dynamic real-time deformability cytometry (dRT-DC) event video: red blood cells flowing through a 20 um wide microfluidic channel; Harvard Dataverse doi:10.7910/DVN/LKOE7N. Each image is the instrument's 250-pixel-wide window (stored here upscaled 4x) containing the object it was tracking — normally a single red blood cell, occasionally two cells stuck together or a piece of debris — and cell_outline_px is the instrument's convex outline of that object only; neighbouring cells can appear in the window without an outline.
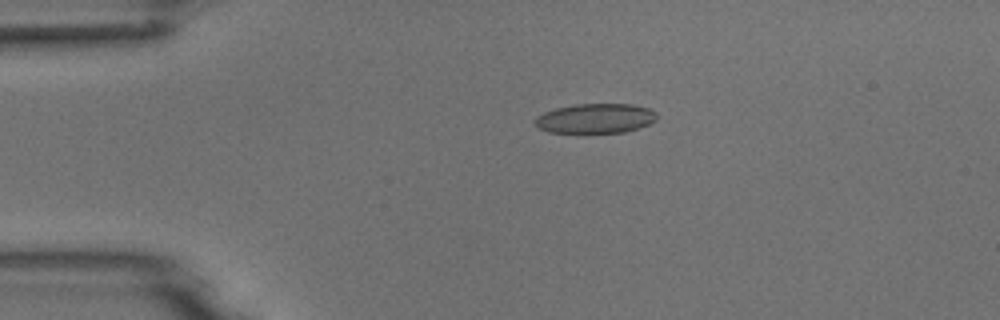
{"species": "common noctule bat (a hibernating species)", "species_latin": "Nyctalus noctula", "temperature_condition": "room temperature", "stored_images_in_passage": 2, "camera_frame_rate_fps": 3000, "um_per_image_px": 0.085, "animal": {"sex": "male", "body_mass_g": 18.8}, "frame": {"image": 1, "passage_image": 1, "time_ms": 0.0, "image_size_px": [1000, 320], "cell_outline_px": [[656, 120], [640, 128], [624, 132], [548, 132], [536, 128], [532, 124], [536, 116], [544, 112], [556, 108], [576, 104], [632, 104], [648, 108], [656, 112]], "centroid_in_image_um": [50.57, 10.06], "position_along_channel_um": 34.4, "area_um2": 21.15}}